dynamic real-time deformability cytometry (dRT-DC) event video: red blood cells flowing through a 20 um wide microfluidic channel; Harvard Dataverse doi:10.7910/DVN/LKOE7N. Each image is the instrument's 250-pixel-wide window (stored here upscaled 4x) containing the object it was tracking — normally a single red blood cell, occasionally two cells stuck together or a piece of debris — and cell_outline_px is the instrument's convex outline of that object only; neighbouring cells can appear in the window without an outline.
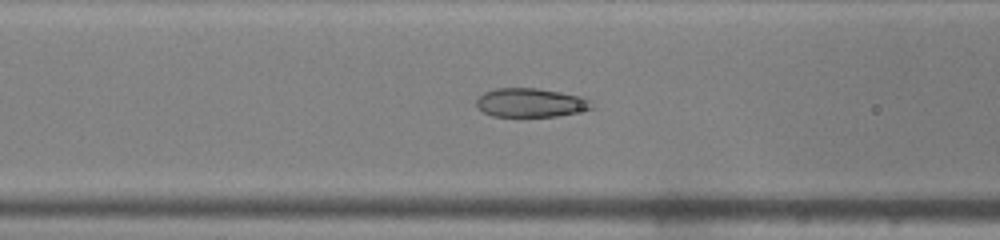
{"species": "common noctule bat (a hibernating species)", "species_latin": "Nyctalus noctula", "temperature_condition": "warm", "stored_images_in_passage": 34, "camera_frame_rate_fps": 3000, "um_per_image_px": 0.085, "animal": {"sex": "male", "body_mass_g": 19.0, "forearm_length_mm": 50.8}, "frame": {"image": 1, "passage_image": 6, "time_ms": 1.667, "image_size_px": [1000, 240], "cell_outline_px": [[596, 108], [556, 116], [492, 116], [476, 108], [476, 100], [484, 92], [496, 88], [536, 88], [584, 96], [592, 100]], "centroid_in_image_um": [45.15, 8.72], "position_along_channel_um": 121.5, "area_um2": 19.59}}
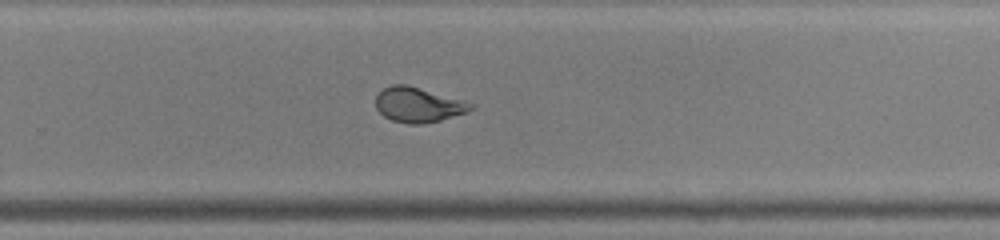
{"frame": {"image": 2, "passage_image": 18, "time_ms": 5.667, "image_size_px": [1000, 240], "cell_outline_px": [[476, 108], [468, 112], [440, 120], [420, 124], [408, 124], [392, 120], [384, 116], [376, 108], [376, 96], [384, 88], [392, 84], [408, 84], [476, 104]], "centroid_in_image_um": [35.58, 8.9], "position_along_channel_um": 294.2, "area_um2": 19.42}}
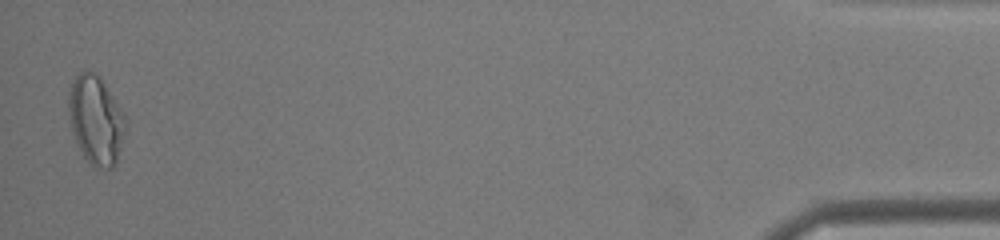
{"frame": {"image": 3, "passage_image": 33, "time_ms": 10.667, "image_size_px": [1000, 240], "cell_outline_px": [[128, 124], [116, 164], [112, 168], [108, 168], [92, 164], [84, 156], [72, 132], [68, 108], [68, 88], [76, 76], [80, 72], [92, 72], [104, 84], [124, 116]], "centroid_in_image_um": [8.15, 10.22], "position_along_channel_um": 427.1, "area_um2": 28.73}, "authors_computed_cell_mechanics": {"area_um2": 19.7098, "velocity_mm_per_s": 4.3342, "shape_relaxation_time_tau1_ms": null, "shape_relaxation_time_tau2_ms": 0.7371, "deformation_change_tau1": null, "deformation_change_tau2": 0.067}}